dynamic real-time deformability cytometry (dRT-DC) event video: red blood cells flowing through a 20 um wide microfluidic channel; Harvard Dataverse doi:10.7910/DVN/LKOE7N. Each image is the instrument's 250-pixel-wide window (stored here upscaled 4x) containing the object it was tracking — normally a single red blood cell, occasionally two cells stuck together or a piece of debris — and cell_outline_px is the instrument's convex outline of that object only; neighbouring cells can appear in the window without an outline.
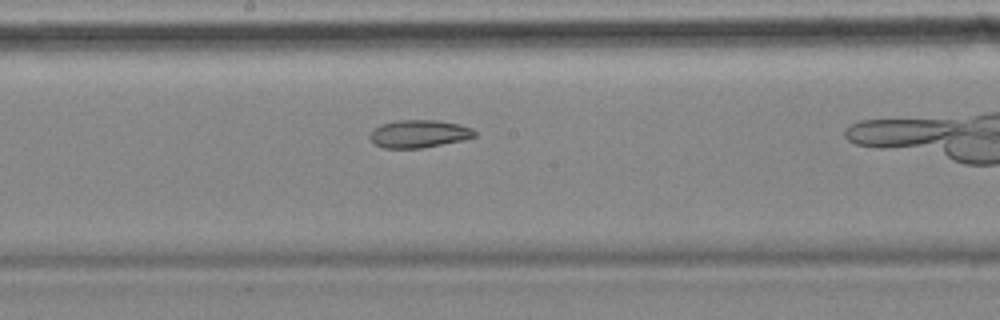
{"species": "common noctule bat (a hibernating species)", "species_latin": "Nyctalus noctula", "temperature_condition": "cold", "stored_images_in_passage": 36, "camera_frame_rate_fps": 3000, "um_per_image_px": 0.085, "animal": {"sex": "female", "body_mass_g": 18.4}, "frame": {"image": 1, "passage_image": 21, "time_ms": 6.667, "image_size_px": [1000, 320], "cell_outline_px": [[476, 136], [464, 140], [420, 148], [384, 148], [376, 144], [368, 136], [380, 124], [400, 120], [436, 120], [460, 124], [472, 128], [476, 132]], "centroid_in_image_um": [35.65, 11.37], "position_along_channel_um": 212.6, "area_um2": 16.82}}